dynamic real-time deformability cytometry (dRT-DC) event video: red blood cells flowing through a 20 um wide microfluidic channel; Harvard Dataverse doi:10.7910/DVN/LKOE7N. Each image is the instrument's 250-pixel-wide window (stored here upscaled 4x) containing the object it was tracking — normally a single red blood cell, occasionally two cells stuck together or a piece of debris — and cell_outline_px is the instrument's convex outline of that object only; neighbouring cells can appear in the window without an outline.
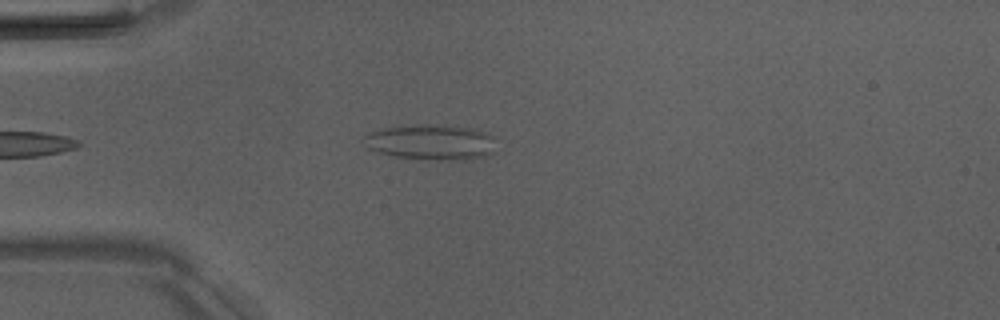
{"species": "Egyptian fruit bat (a non-hibernating species)", "species_latin": "Rousettus aegyptiacus", "temperature_condition": "room temperature", "stored_images_in_passage": 2, "camera_frame_rate_fps": 3000, "um_per_image_px": 0.085, "animal": {"sex": "male"}, "frame": {"image": 1, "passage_image": 2, "time_ms": 1.0, "image_size_px": [1000, 320], "cell_outline_px": [[496, 136], [492, 152], [484, 156], [464, 160], [440, 160], [392, 156], [376, 152], [368, 148], [360, 140], [364, 136], [380, 128], [416, 124], [448, 124], [476, 128]], "centroid_in_image_um": [36.64, 12.06], "position_along_channel_um": 48.4, "area_um2": 27.98}}